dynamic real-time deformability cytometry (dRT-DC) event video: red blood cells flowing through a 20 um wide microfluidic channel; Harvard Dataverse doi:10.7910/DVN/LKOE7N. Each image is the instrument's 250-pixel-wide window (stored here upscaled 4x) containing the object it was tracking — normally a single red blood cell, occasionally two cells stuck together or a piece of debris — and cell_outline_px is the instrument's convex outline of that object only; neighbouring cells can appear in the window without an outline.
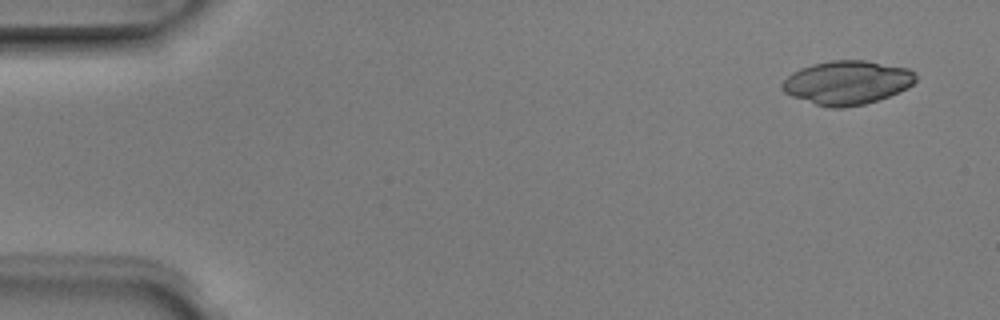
{"species": "Egyptian fruit bat (a non-hibernating species)", "species_latin": "Rousettus aegyptiacus", "temperature_condition": "room temperature", "stored_images_in_passage": 3, "camera_frame_rate_fps": 3000, "um_per_image_px": 0.085, "animal": {"sex": "male"}, "frame": {"image": 1, "passage_image": 1, "time_ms": 0.0, "image_size_px": [1000, 320], "cell_outline_px": [[916, 80], [908, 88], [888, 96], [864, 104], [844, 108], [828, 108], [792, 96], [784, 92], [780, 88], [780, 84], [792, 72], [800, 68], [812, 64], [832, 60], [864, 60], [908, 68], [916, 72]], "centroid_in_image_um": [71.99, 7.01], "position_along_channel_um": 13.0, "area_um2": 34.1}}